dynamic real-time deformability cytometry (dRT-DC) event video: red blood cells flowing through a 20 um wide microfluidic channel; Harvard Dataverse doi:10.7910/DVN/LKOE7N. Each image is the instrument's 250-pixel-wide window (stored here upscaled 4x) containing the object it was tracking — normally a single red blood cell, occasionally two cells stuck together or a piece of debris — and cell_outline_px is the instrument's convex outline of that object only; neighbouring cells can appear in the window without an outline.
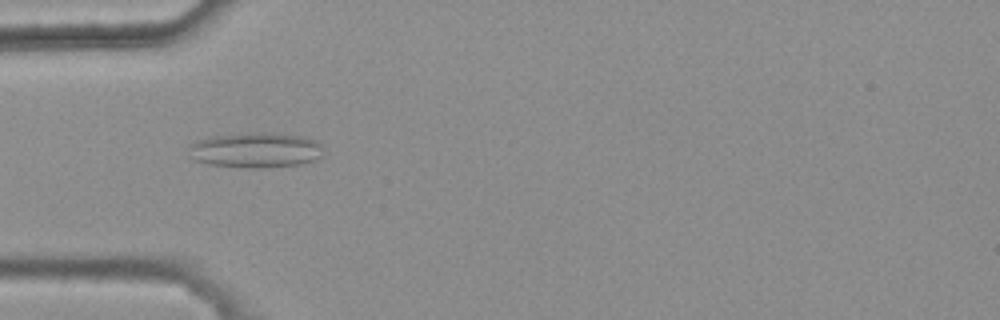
{"species": "common noctule bat (a hibernating species)", "species_latin": "Nyctalus noctula", "temperature_condition": "warm", "stored_images_in_passage": 4, "camera_frame_rate_fps": 3000, "um_per_image_px": 0.085, "animal": {"sex": "female", "body_mass_g": 25.1}, "frame": {"image": 1, "passage_image": 4, "time_ms": 1.0, "image_size_px": [1000, 320], "cell_outline_px": [[320, 156], [316, 160], [300, 164], [260, 168], [244, 168], [208, 164], [196, 160], [188, 148], [188, 144], [196, 140], [212, 136], [276, 132], [304, 136], [316, 140], [320, 144]], "centroid_in_image_um": [21.73, 12.76], "position_along_channel_um": 63.3, "area_um2": 27.51}}